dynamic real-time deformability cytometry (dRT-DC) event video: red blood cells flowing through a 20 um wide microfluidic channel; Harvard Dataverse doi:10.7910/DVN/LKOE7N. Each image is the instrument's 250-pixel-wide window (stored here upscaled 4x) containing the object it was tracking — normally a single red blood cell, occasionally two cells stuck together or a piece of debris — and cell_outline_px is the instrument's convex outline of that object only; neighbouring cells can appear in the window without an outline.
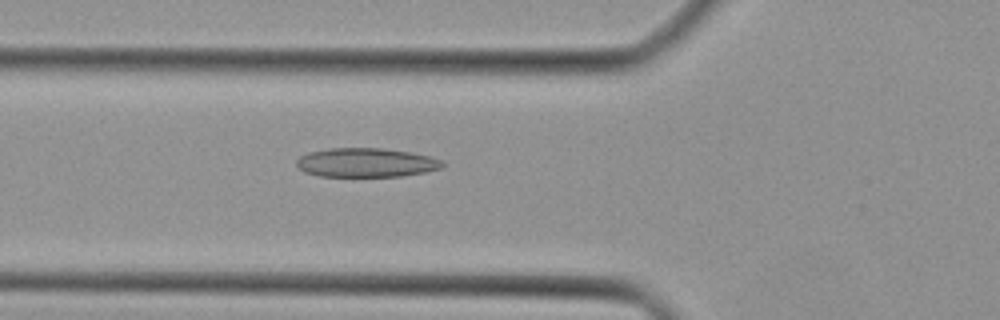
{"species": "Egyptian fruit bat (a non-hibernating species)", "species_latin": "Rousettus aegyptiacus", "temperature_condition": "cold", "stored_images_in_passage": 44, "camera_frame_rate_fps": 3000, "um_per_image_px": 0.085, "animal": {"sex": "female"}, "frame": {"image": 1, "passage_image": 16, "time_ms": 5.0, "image_size_px": [1000, 320], "cell_outline_px": [[448, 164], [444, 168], [424, 172], [400, 176], [320, 176], [304, 172], [296, 168], [296, 160], [300, 156], [308, 152], [328, 148], [384, 148], [412, 152], [444, 160]], "centroid_in_image_um": [31.14, 13.81], "position_along_channel_um": 94.7, "area_um2": 25.09}}
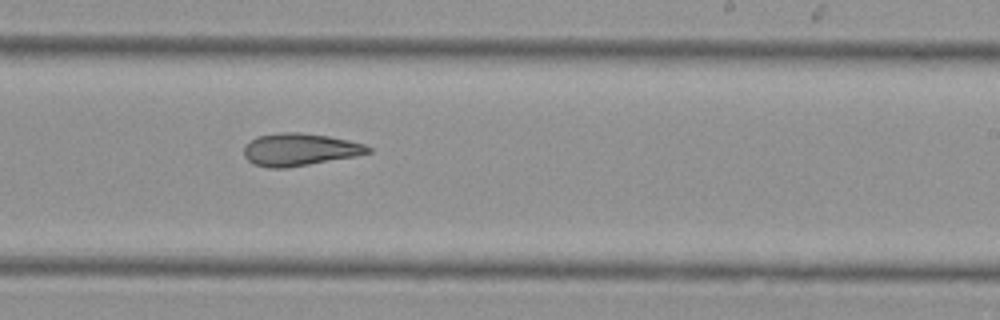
{"frame": {"image": 2, "passage_image": 27, "time_ms": 8.667, "image_size_px": [1000, 320], "cell_outline_px": [[372, 152], [356, 156], [284, 168], [268, 168], [252, 164], [244, 156], [244, 148], [256, 136], [280, 132], [300, 132], [328, 136], [348, 140], [364, 144], [372, 148]], "centroid_in_image_um": [25.47, 12.71], "position_along_channel_um": 263.5, "area_um2": 23.41}}
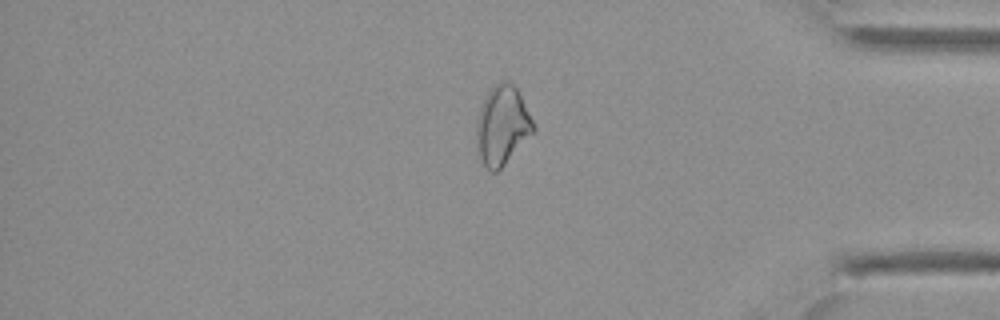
{"frame": {"image": 3, "passage_image": 37, "time_ms": 12.0, "image_size_px": [1000, 320], "cell_outline_px": [[536, 132], [496, 172], [492, 172], [484, 164], [480, 156], [476, 136], [476, 124], [480, 108], [488, 92], [500, 80], [508, 80], [520, 92], [536, 128]], "centroid_in_image_um": [42.73, 10.64], "position_along_channel_um": 392.5, "area_um2": 26.07}}